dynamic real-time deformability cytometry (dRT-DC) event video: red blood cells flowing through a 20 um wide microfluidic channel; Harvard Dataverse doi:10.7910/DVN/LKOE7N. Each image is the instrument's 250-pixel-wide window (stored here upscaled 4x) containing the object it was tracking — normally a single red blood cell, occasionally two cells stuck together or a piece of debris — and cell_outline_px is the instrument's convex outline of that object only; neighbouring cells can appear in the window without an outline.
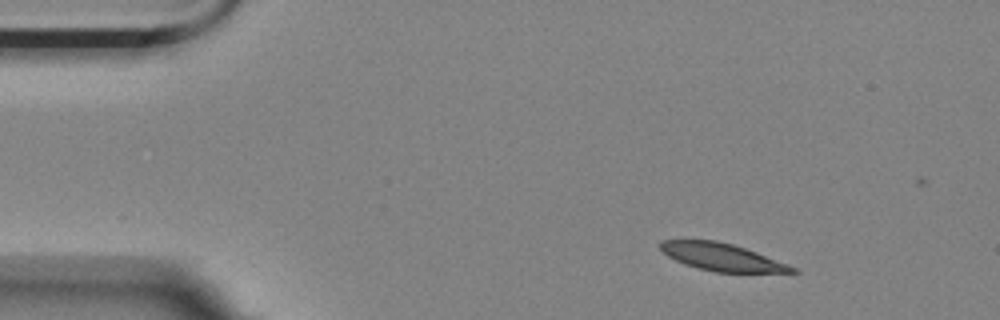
{"species": "Egyptian fruit bat (a non-hibernating species)", "species_latin": "Rousettus aegyptiacus", "temperature_condition": "room temperature", "stored_images_in_passage": 50, "camera_frame_rate_fps": 3000, "um_per_image_px": 0.085, "animal": {"sex": "female"}, "frame": {"image": 1, "passage_image": 1, "time_ms": 0.0, "image_size_px": [1000, 320], "cell_outline_px": [[800, 272], [716, 272], [684, 264], [668, 256], [660, 248], [660, 240], [716, 240], [732, 244], [756, 252], [788, 264], [796, 268]], "centroid_in_image_um": [61.35, 21.84], "position_along_channel_um": 23.6, "area_um2": 20.75}}
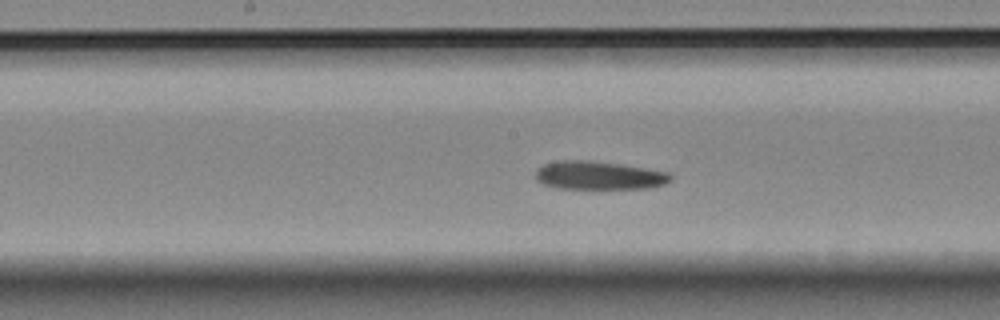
{"frame": {"image": 2, "passage_image": 22, "time_ms": 7.0, "image_size_px": [1000, 320], "cell_outline_px": [[672, 180], [664, 184], [652, 188], [556, 188], [540, 184], [536, 180], [536, 168], [544, 164], [560, 160], [592, 160], [620, 164], [668, 172], [672, 176]], "centroid_in_image_um": [50.87, 14.91], "position_along_channel_um": 197.3, "area_um2": 22.43}}
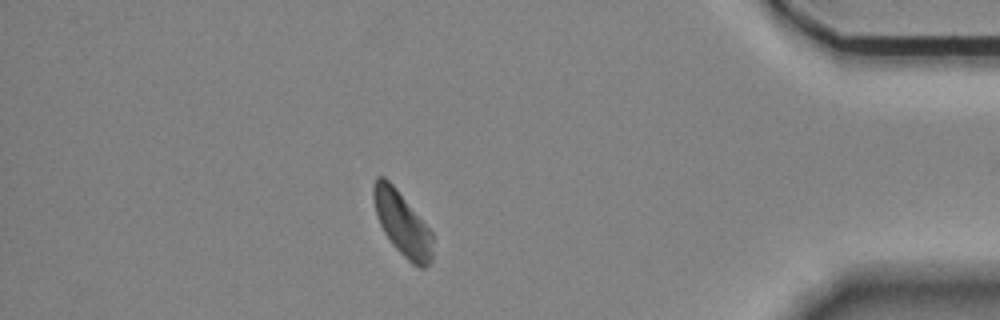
{"frame": {"image": 3, "passage_image": 43, "time_ms": 14.0, "image_size_px": [1000, 320], "cell_outline_px": [[432, 260], [424, 268], [420, 268], [412, 264], [392, 244], [384, 232], [376, 216], [372, 196], [372, 184], [376, 176], [384, 176], [396, 188], [432, 232]], "centroid_in_image_um": [34.16, 18.99], "position_along_channel_um": 401.0, "area_um2": 21.96}, "authors_computed_cell_mechanics": {"area_um2": 22.9177, "velocity_mm_per_s": 3.4825, "shape_relaxation_time_tau1_ms": 3.8818, "shape_relaxation_time_tau2_ms": 6.5911, "deformation_change_tau1": 0.1111, "deformation_change_tau2": 0.1306}}